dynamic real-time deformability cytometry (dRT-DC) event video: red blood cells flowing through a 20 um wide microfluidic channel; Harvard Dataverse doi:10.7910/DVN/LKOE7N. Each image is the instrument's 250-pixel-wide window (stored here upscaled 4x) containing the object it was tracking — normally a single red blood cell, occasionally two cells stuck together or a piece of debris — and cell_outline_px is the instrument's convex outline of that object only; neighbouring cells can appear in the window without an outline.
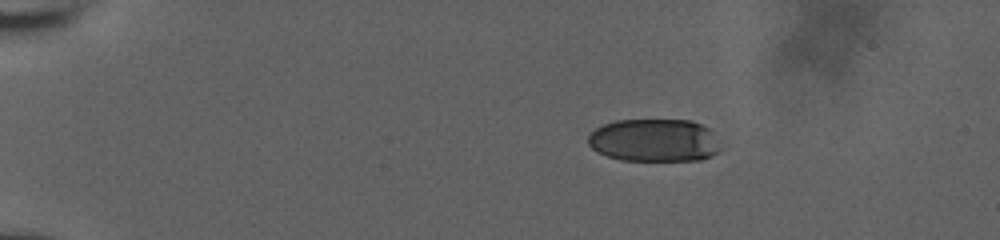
{"species": "human", "species_latin": "Homo sapiens", "temperature_condition": "room temperature", "stored_images_in_passage": 46, "camera_frame_rate_fps": 3000, "um_per_image_px": 0.085, "donor": {"sex": "male"}, "frame": {"image": 1, "passage_image": 1, "time_ms": 0.0, "image_size_px": [1000, 240], "cell_outline_px": [[724, 148], [712, 156], [700, 160], [620, 160], [596, 152], [588, 144], [588, 136], [596, 128], [604, 124], [616, 120], [692, 120], [712, 128]], "centroid_in_image_um": [55.69, 11.92], "position_along_channel_um": 29.3, "area_um2": 33.7}}
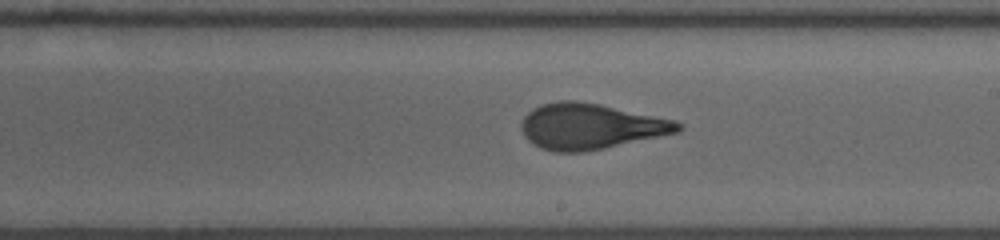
{"frame": {"image": 2, "passage_image": 25, "time_ms": 8.0, "image_size_px": [1000, 240], "cell_outline_px": [[684, 128], [676, 132], [604, 148], [584, 152], [552, 152], [540, 148], [532, 144], [524, 136], [520, 128], [520, 124], [524, 116], [532, 108], [540, 104], [560, 100], [576, 100], [600, 104], [676, 120], [684, 124]], "centroid_in_image_um": [50.14, 10.73], "position_along_channel_um": 238.9, "area_um2": 41.91}}
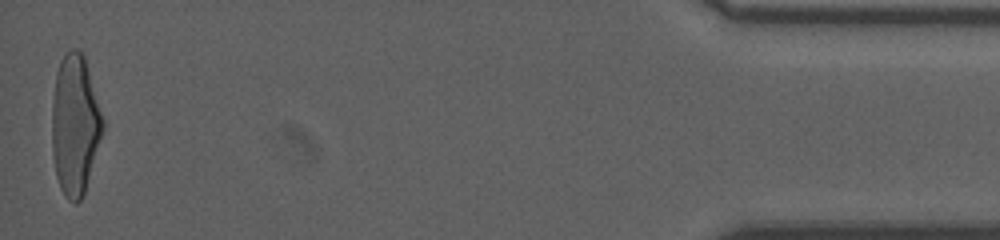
{"frame": {"image": 3, "passage_image": 46, "time_ms": 15.0, "image_size_px": [1000, 240], "cell_outline_px": [[104, 128], [84, 192], [80, 200], [76, 204], [72, 204], [64, 196], [60, 188], [56, 176], [52, 152], [52, 104], [56, 72], [60, 60], [72, 48], [76, 48], [84, 52], [104, 120]], "centroid_in_image_um": [6.37, 10.59], "position_along_channel_um": 428.8, "area_um2": 41.79}, "authors_computed_cell_mechanics": {"area_um2": 40.7779, "velocity_mm_per_s": 3.8655, "shape_relaxation_time_tau1_ms": 4.549, "shape_relaxation_time_tau2_ms": 0.8287, "deformation_change_tau1": 0.2006, "deformation_change_tau2": 0.084}}